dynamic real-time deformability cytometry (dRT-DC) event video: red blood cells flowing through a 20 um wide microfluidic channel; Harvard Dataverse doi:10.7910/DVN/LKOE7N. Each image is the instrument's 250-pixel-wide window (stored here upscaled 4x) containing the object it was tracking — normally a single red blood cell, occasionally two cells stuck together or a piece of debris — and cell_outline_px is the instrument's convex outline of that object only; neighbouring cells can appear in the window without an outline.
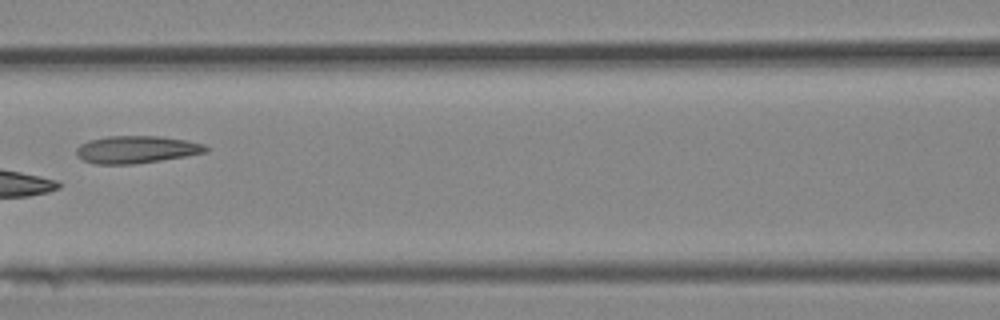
{"species": "Egyptian fruit bat (a non-hibernating species)", "species_latin": "Rousettus aegyptiacus", "temperature_condition": "cold", "stored_images_in_passage": 8, "camera_frame_rate_fps": 3000, "um_per_image_px": 0.085, "animal": {"sex": "female"}, "frame": {"image": 1, "passage_image": 7, "time_ms": 8.0, "image_size_px": [1000, 320], "cell_outline_px": [[208, 152], [160, 160], [132, 164], [92, 164], [76, 156], [76, 148], [80, 144], [88, 140], [108, 136], [160, 136], [188, 140], [204, 144], [208, 148]], "centroid_in_image_um": [11.57, 12.7], "position_along_channel_um": 155.0, "area_um2": 20.75}}
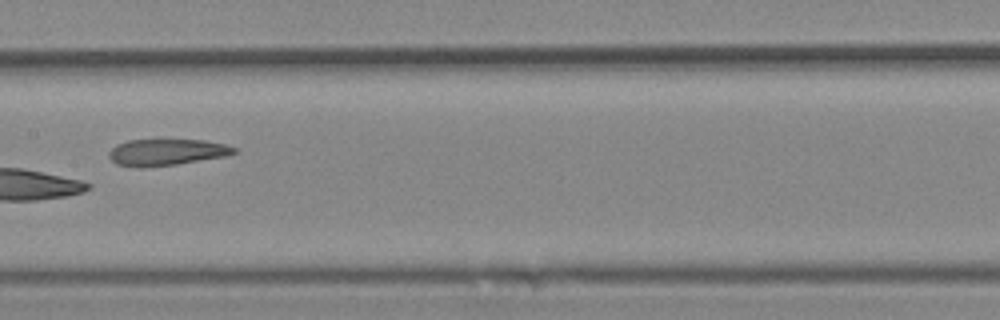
{"frame": {"image": 2, "passage_image": 8, "time_ms": 9.0, "image_size_px": [1000, 320], "cell_outline_px": [[236, 152], [224, 156], [176, 164], [116, 164], [108, 156], [108, 152], [116, 144], [128, 140], [204, 140], [224, 144], [236, 148]], "centroid_in_image_um": [14.19, 12.88], "position_along_channel_um": 193.2, "area_um2": 18.26}}